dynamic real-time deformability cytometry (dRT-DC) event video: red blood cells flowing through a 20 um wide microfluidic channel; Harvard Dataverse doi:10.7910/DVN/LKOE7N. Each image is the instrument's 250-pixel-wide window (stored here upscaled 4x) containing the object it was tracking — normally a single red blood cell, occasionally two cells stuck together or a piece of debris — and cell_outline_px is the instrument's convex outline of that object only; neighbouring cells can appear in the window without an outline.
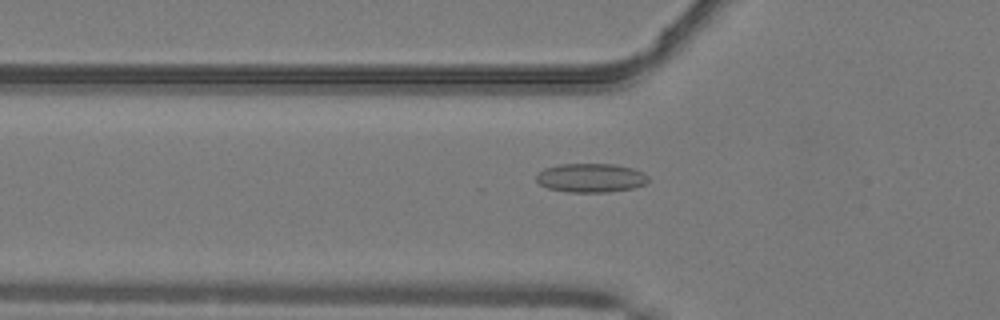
{"species": "common noctule bat (a hibernating species)", "species_latin": "Nyctalus noctula", "temperature_condition": "warm", "stored_images_in_passage": 35, "camera_frame_rate_fps": 3000, "um_per_image_px": 0.085, "animal": {"sex": "male", "body_mass_g": 19.2, "forearm_length_mm": 51.8}, "frame": {"image": 1, "passage_image": 10, "time_ms": 3.0, "image_size_px": [1000, 320], "cell_outline_px": [[648, 180], [644, 184], [632, 188], [608, 192], [568, 192], [548, 188], [540, 184], [536, 180], [536, 172], [544, 168], [560, 164], [616, 164], [632, 168], [644, 172], [648, 176]], "centroid_in_image_um": [50.2, 15.11], "position_along_channel_um": 75.6, "area_um2": 18.96}}
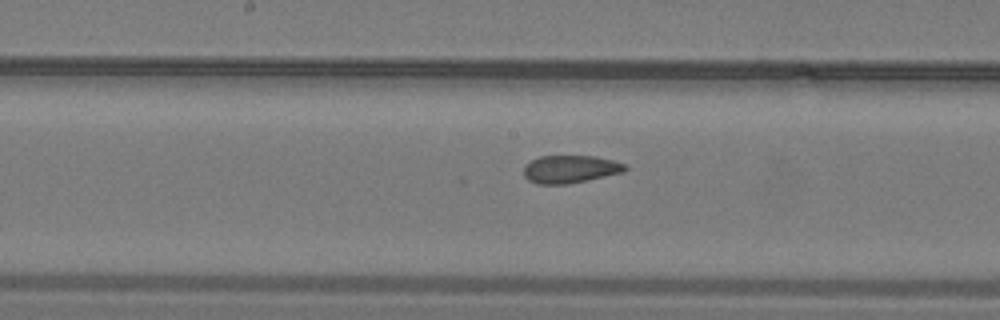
{"frame": {"image": 2, "passage_image": 19, "time_ms": 6.0, "image_size_px": [1000, 320], "cell_outline_px": [[628, 168], [624, 172], [588, 180], [568, 184], [536, 184], [528, 180], [524, 176], [524, 168], [532, 160], [540, 156], [596, 156], [612, 160], [624, 164]], "centroid_in_image_um": [48.48, 14.38], "position_along_channel_um": 199.7, "area_um2": 16.36}}
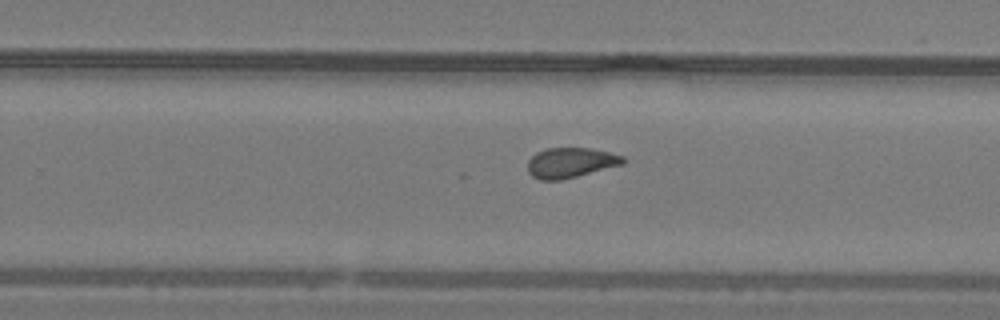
{"frame": {"image": 3, "passage_image": 25, "time_ms": 8.0, "image_size_px": [1000, 320], "cell_outline_px": [[628, 160], [624, 164], [560, 180], [540, 180], [532, 176], [528, 172], [528, 160], [536, 152], [548, 148], [588, 148], [608, 152], [624, 156]], "centroid_in_image_um": [48.51, 13.82], "position_along_channel_um": 281.3, "area_um2": 16.7}, "authors_computed_cell_mechanics": {"area_um2": 16.9354, "velocity_mm_per_s": 4.1059, "shape_relaxation_time_tau1_ms": null, "shape_relaxation_time_tau2_ms": 1.8684, "deformation_change_tau1": null, "deformation_change_tau2": 0.0831}}